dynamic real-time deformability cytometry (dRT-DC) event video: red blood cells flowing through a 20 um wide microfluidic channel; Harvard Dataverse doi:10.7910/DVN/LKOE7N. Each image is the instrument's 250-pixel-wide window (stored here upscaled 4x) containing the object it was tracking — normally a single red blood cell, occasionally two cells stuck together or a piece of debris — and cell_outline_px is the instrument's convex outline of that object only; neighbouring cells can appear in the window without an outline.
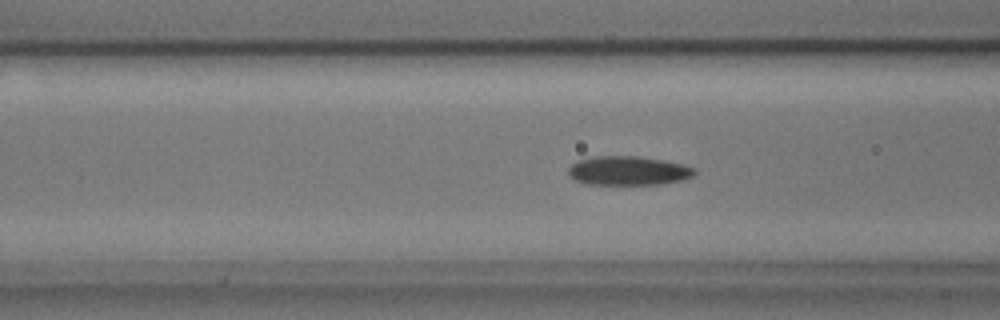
{"species": "common noctule bat (a hibernating species)", "species_latin": "Nyctalus noctula", "temperature_condition": "cold", "stored_images_in_passage": 40, "camera_frame_rate_fps": 3000, "um_per_image_px": 0.085, "animal": {"sex": "male", "body_mass_g": 17.9, "forearm_length_mm": 54.2}, "frame": {"image": 1, "passage_image": 6, "time_ms": 1.667, "image_size_px": [1000, 320], "cell_outline_px": [[696, 172], [692, 176], [684, 180], [660, 184], [584, 184], [568, 176], [568, 168], [576, 160], [596, 156], [636, 156], [660, 160], [680, 164], [696, 168]], "centroid_in_image_um": [53.36, 14.51], "position_along_channel_um": 113.2, "area_um2": 21.33}}
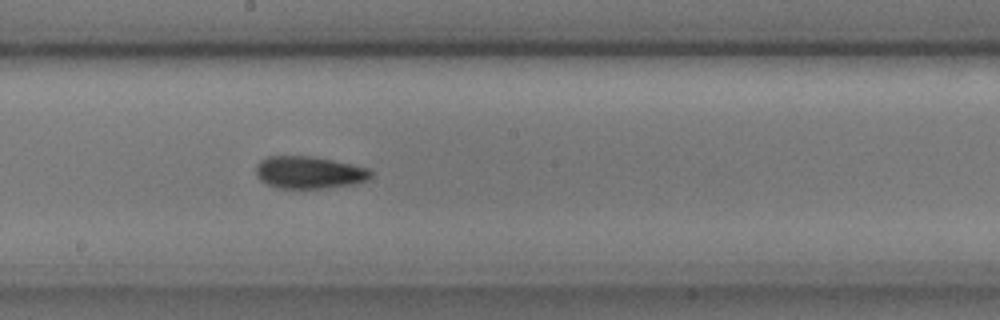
{"frame": {"image": 2, "passage_image": 15, "time_ms": 4.667, "image_size_px": [1000, 320], "cell_outline_px": [[372, 176], [368, 180], [356, 184], [328, 188], [276, 188], [264, 184], [256, 176], [256, 164], [260, 160], [268, 156], [312, 156], [352, 164], [368, 168], [372, 172]], "centroid_in_image_um": [26.26, 14.67], "position_along_channel_um": 221.9, "area_um2": 21.96}}
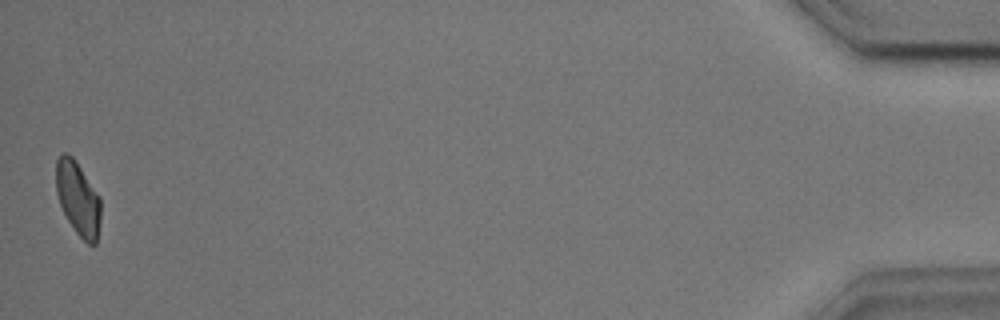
{"frame": {"image": 3, "passage_image": 40, "time_ms": 13.0, "image_size_px": [1000, 320], "cell_outline_px": [[100, 220], [96, 244], [88, 244], [76, 232], [68, 220], [60, 204], [56, 192], [56, 160], [60, 152], [64, 152], [72, 156], [100, 196]], "centroid_in_image_um": [6.62, 16.84], "position_along_channel_um": 428.6, "area_um2": 19.07}, "authors_computed_cell_mechanics": {"area_um2": 20.7213, "velocity_mm_per_s": 3.6173, "shape_relaxation_time_tau1_ms": 4.4127, "shape_relaxation_time_tau2_ms": 3.949, "deformation_change_tau1": 0.1056, "deformation_change_tau2": 0.0781}}